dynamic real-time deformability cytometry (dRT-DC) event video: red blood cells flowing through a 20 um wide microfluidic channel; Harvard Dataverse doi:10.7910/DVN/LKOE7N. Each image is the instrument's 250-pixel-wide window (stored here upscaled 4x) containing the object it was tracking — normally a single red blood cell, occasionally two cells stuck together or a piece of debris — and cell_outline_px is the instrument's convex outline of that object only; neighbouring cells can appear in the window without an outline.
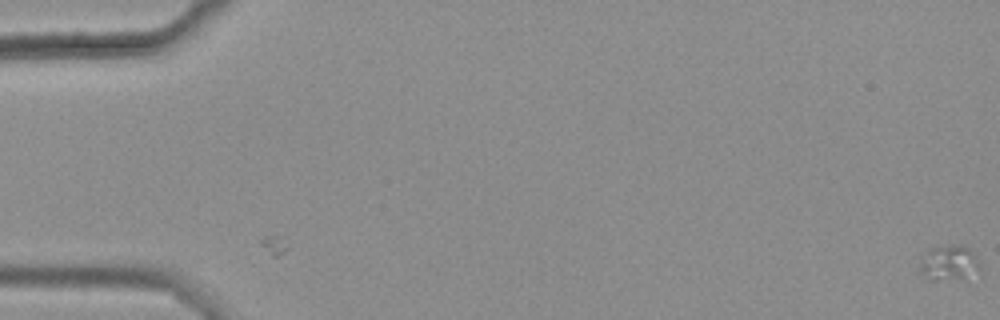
{"species": "common noctule bat (a hibernating species)", "species_latin": "Nyctalus noctula", "temperature_condition": "warm", "stored_images_in_passage": 3, "camera_frame_rate_fps": 3000, "um_per_image_px": 0.085, "animal": {"sex": "female", "body_mass_g": 25.1}, "frame": {"image": 1, "passage_image": 3, "time_ms": 0.667, "image_size_px": [1000, 320], "cell_outline_px": [[980, 272], [964, 276], [936, 280], [928, 280], [920, 276], [920, 260], [928, 248], [952, 244], [960, 244], [968, 248], [972, 252], [980, 264]], "centroid_in_image_um": [80.61, 22.32], "position_along_channel_um": 4.4, "area_um2": 12.37}}